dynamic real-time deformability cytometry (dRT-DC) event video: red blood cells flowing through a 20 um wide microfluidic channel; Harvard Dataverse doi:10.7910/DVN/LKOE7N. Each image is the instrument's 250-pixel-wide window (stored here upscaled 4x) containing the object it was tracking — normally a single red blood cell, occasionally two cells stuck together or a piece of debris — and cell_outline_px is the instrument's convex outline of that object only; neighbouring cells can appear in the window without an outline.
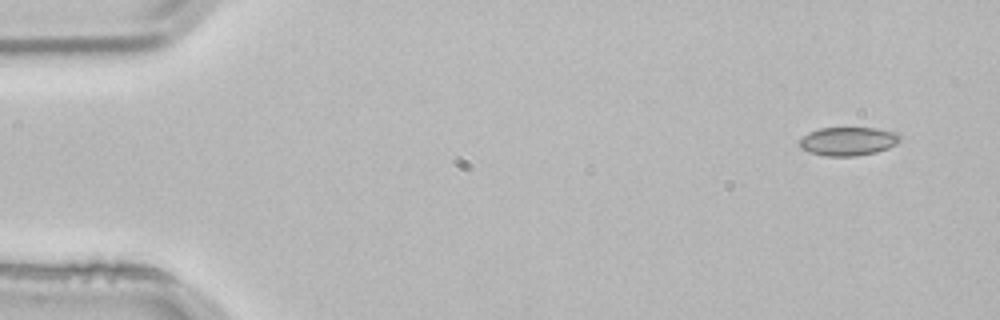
{"species": "common noctule bat (a hibernating species)", "species_latin": "Nyctalus noctula", "temperature_condition": "room temperature", "stored_images_in_passage": 3, "camera_frame_rate_fps": 3000, "um_per_image_px": 0.085, "animal": {"sex": "male", "body_mass_g": 21.5, "forearm_length_mm": 52.0}, "frame": {"image": 1, "passage_image": 1, "time_ms": 0.0, "image_size_px": [1000, 320], "cell_outline_px": [[900, 140], [896, 144], [888, 148], [876, 152], [856, 156], [824, 156], [808, 152], [800, 148], [800, 140], [808, 132], [820, 128], [876, 128], [896, 132], [900, 136]], "centroid_in_image_um": [72.08, 12.01], "position_along_channel_um": 12.9, "area_um2": 16.76}}
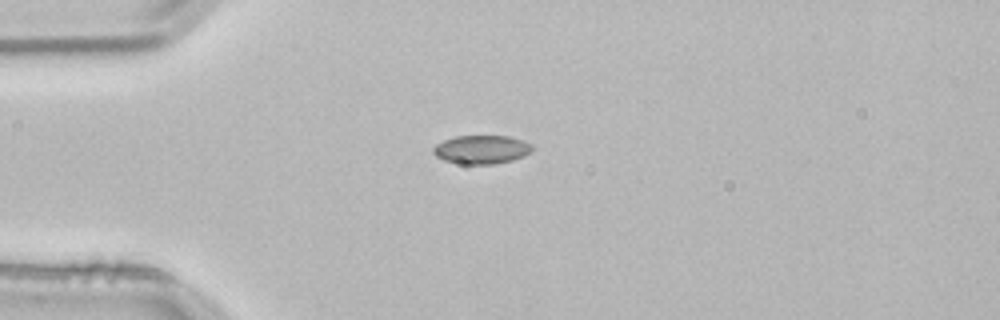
{"frame": {"image": 2, "passage_image": 3, "time_ms": 0.667, "image_size_px": [1000, 320], "cell_outline_px": [[532, 152], [524, 156], [512, 160], [492, 164], [460, 164], [444, 160], [436, 156], [432, 152], [432, 148], [436, 144], [444, 140], [456, 136], [508, 136], [524, 140], [532, 144]], "centroid_in_image_um": [40.94, 12.71], "position_along_channel_um": 44.1, "area_um2": 16.59}}